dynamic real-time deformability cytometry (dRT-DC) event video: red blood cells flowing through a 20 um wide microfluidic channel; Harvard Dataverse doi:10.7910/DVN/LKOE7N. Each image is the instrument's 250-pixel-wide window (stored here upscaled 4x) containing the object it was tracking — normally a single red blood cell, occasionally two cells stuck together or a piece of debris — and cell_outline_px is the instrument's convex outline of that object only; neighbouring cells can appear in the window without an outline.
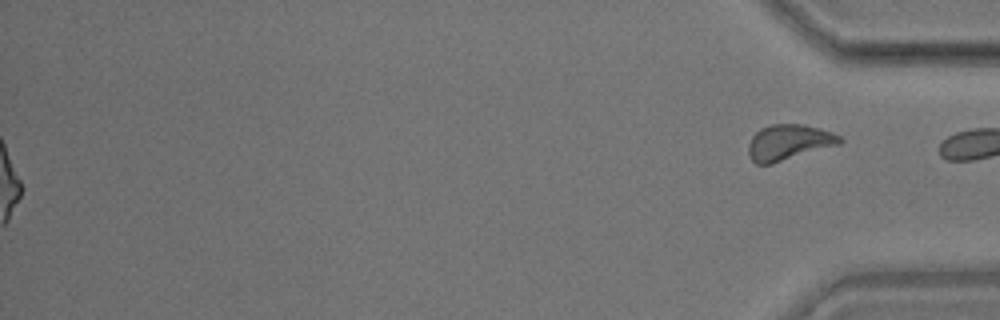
{"species": "common noctule bat (a hibernating species)", "species_latin": "Nyctalus noctula", "temperature_condition": "room temperature", "stored_images_in_passage": 49, "segment_of_instrument_passage": [2, 2], "camera_frame_rate_fps": 3000, "um_per_image_px": 0.085, "animal": {"sex": "male", "body_mass_g": 17.9}, "frame": {"image": 1, "passage_image": 49, "time_ms": 16.0, "image_size_px": [1000, 320], "cell_outline_px": [[840, 140], [768, 164], [760, 164], [752, 156], [752, 140], [764, 128], [788, 124], [812, 128], [836, 136]], "centroid_in_image_um": [66.93, 12.1], "position_along_channel_um": 368.3, "area_um2": 15.61}}